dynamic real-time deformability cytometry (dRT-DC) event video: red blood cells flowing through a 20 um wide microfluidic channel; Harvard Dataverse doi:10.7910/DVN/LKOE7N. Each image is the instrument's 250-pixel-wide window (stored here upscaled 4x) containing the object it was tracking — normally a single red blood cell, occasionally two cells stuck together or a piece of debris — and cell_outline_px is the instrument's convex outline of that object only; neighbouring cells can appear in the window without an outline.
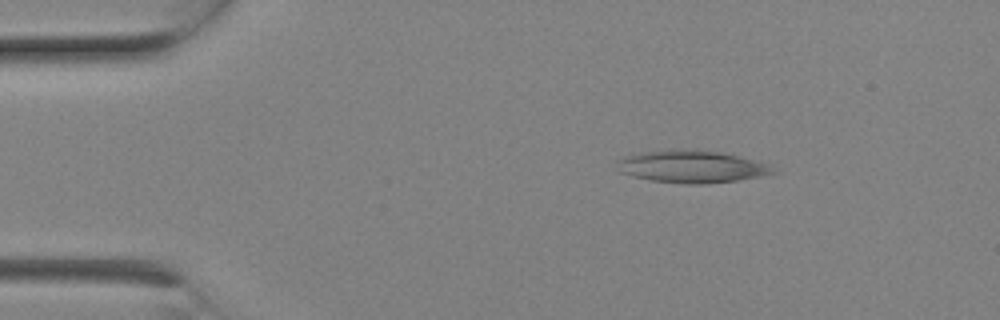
{"species": "Egyptian fruit bat (a non-hibernating species)", "species_latin": "Rousettus aegyptiacus", "temperature_condition": "room temperature", "stored_images_in_passage": 7, "camera_frame_rate_fps": 3000, "um_per_image_px": 0.085, "animal": {"sex": "female"}, "frame": {"image": 1, "passage_image": 3, "time_ms": 0.667, "image_size_px": [1000, 320], "cell_outline_px": [[780, 172], [760, 176], [736, 180], [704, 184], [680, 184], [652, 180], [632, 176], [620, 172], [616, 160], [624, 156], [640, 152], [680, 148], [688, 148], [724, 152], [768, 164]], "centroid_in_image_um": [58.78, 14.14], "position_along_channel_um": 26.2, "area_um2": 29.77}}
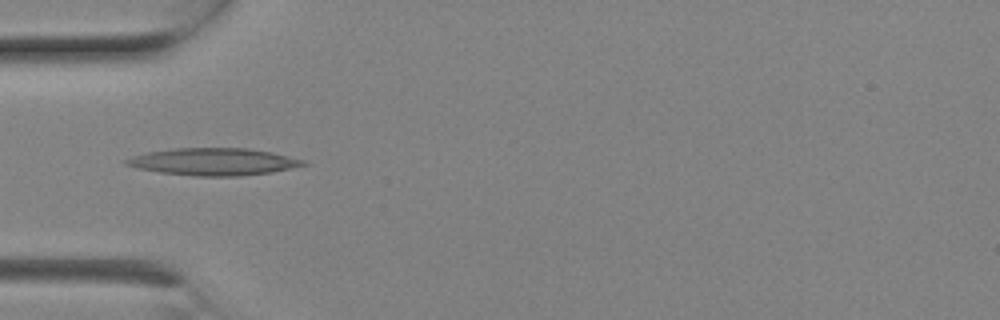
{"frame": {"image": 2, "passage_image": 6, "time_ms": 1.667, "image_size_px": [1000, 320], "cell_outline_px": [[308, 164], [272, 172], [240, 176], [196, 176], [160, 172], [136, 168], [124, 164], [120, 160], [132, 156], [148, 152], [176, 148], [248, 148], [272, 152], [304, 160]], "centroid_in_image_um": [18.1, 13.74], "position_along_channel_um": 66.9, "area_um2": 28.09}}
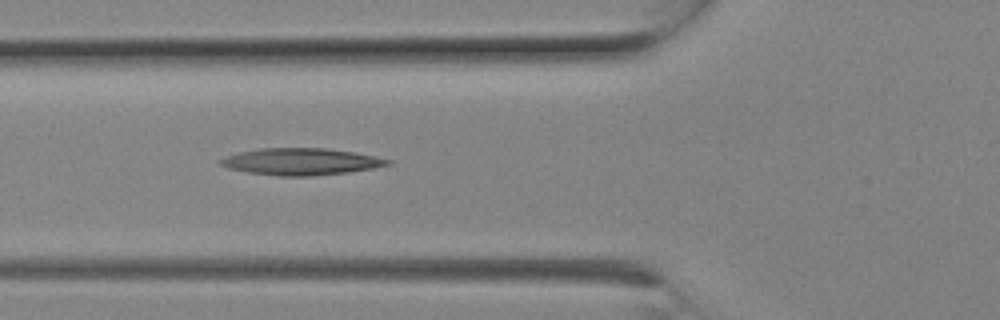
{"frame": {"image": 3, "passage_image": 7, "time_ms": 2.0, "image_size_px": [1000, 320], "cell_outline_px": [[392, 164], [372, 168], [348, 172], [312, 176], [276, 176], [248, 172], [228, 168], [220, 164], [216, 160], [240, 152], [260, 148], [328, 148], [356, 152], [392, 160]], "centroid_in_image_um": [25.59, 13.73], "position_along_channel_um": 100.2, "area_um2": 26.18}}